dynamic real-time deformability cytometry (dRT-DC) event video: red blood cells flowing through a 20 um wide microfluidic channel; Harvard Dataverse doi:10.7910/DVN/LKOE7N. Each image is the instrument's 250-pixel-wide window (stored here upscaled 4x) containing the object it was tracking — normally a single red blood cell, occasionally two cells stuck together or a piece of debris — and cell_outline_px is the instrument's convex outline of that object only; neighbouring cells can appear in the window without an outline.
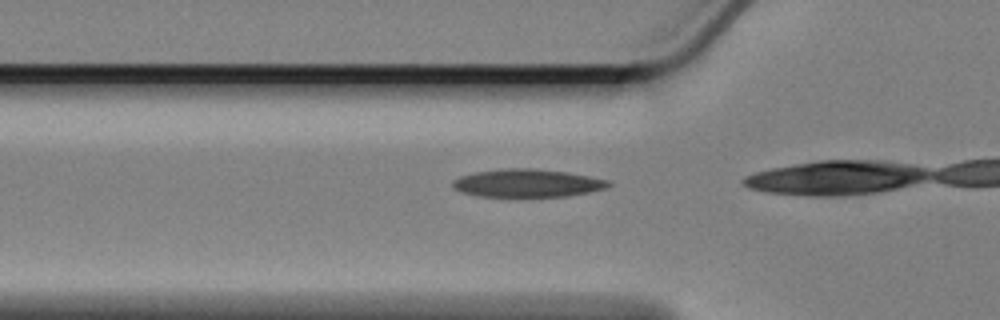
{"species": "Egyptian fruit bat (a non-hibernating species)", "species_latin": "Rousettus aegyptiacus", "temperature_condition": "cold", "stored_images_in_passage": 16, "camera_frame_rate_fps": 3000, "um_per_image_px": 0.085, "animal": {"sex": "female"}, "frame": {"image": 1, "passage_image": 14, "time_ms": 4.333, "image_size_px": [1000, 320], "cell_outline_px": [[612, 184], [604, 188], [588, 192], [568, 196], [480, 196], [464, 192], [452, 188], [452, 180], [460, 176], [476, 172], [504, 168], [536, 168], [568, 172], [608, 180]], "centroid_in_image_um": [44.81, 15.55], "position_along_channel_um": 81.0, "area_um2": 25.2}}